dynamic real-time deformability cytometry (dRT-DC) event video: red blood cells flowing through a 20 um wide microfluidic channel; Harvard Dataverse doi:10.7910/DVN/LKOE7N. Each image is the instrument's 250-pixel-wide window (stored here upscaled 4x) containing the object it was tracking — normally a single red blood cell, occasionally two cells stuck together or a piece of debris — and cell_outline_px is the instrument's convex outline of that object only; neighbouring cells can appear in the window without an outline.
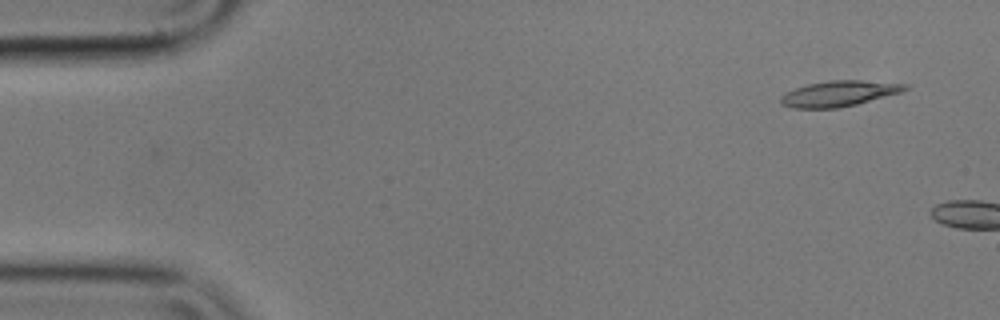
{"species": "common noctule bat (a hibernating species)", "species_latin": "Nyctalus noctula", "temperature_condition": "cold", "stored_images_in_passage": 3, "camera_frame_rate_fps": 3000, "um_per_image_px": 0.085, "animal": {"sex": "male", "body_mass_g": 17.9}, "frame": {"image": 1, "passage_image": 1, "time_ms": 0.0, "image_size_px": [1000, 320], "cell_outline_px": [[908, 88], [904, 92], [856, 104], [836, 108], [792, 108], [780, 104], [780, 96], [784, 92], [808, 84], [828, 80], [860, 80], [908, 84]], "centroid_in_image_um": [71.31, 7.95], "position_along_channel_um": 13.7, "area_um2": 18.67}}